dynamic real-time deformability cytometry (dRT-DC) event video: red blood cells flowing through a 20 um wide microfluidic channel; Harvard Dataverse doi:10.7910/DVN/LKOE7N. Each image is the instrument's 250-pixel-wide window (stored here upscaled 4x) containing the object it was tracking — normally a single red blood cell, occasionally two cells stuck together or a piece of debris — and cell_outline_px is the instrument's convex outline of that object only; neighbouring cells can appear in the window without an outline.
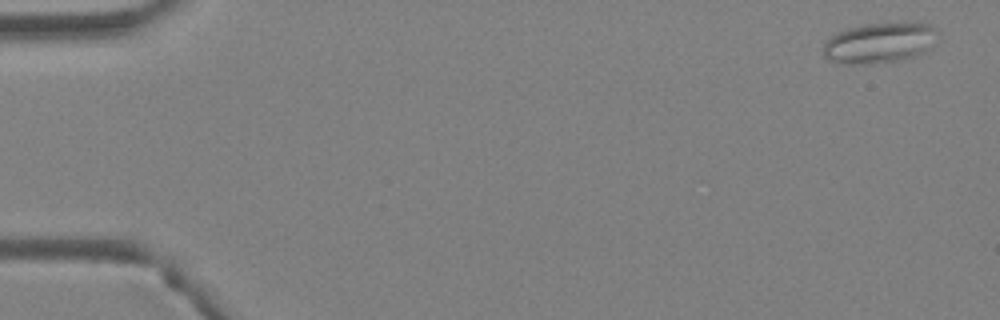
{"species": "Egyptian fruit bat (a non-hibernating species)", "species_latin": "Rousettus aegyptiacus", "temperature_condition": "warm", "stored_images_in_passage": 2, "camera_frame_rate_fps": 3000, "um_per_image_px": 0.085, "animal": {"sex": "female"}, "frame": {"image": 1, "passage_image": 2, "time_ms": 0.333, "image_size_px": [1000, 320], "cell_outline_px": [[936, 32], [928, 48], [924, 52], [912, 56], [896, 60], [868, 64], [836, 64], [828, 60], [824, 56], [824, 44], [836, 32], [860, 24], [928, 24], [936, 28]], "centroid_in_image_um": [74.64, 3.66], "position_along_channel_um": 10.4, "area_um2": 26.3}}